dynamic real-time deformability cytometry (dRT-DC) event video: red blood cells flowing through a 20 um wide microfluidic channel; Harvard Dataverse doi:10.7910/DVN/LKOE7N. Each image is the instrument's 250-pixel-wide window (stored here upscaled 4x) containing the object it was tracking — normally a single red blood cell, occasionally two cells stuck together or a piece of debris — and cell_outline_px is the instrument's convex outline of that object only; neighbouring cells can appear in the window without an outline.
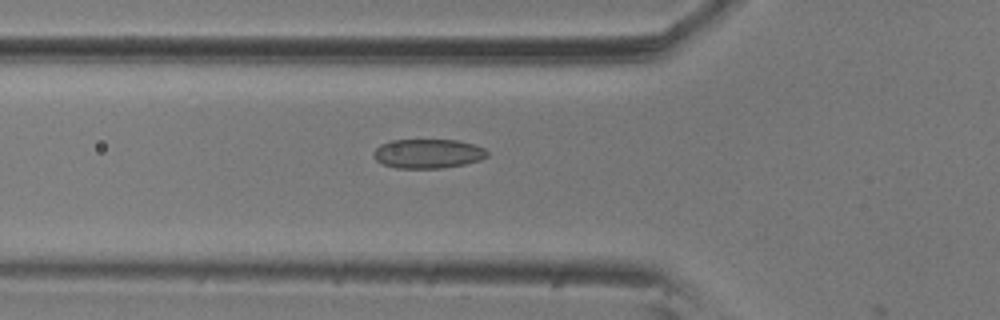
{"species": "common noctule bat (a hibernating species)", "species_latin": "Nyctalus noctula", "temperature_condition": "room temperature", "stored_images_in_passage": 20, "camera_frame_rate_fps": 3000, "um_per_image_px": 0.085, "animal": {"sex": "male", "body_mass_g": 20.5, "forearm_length_mm": 52.5}, "frame": {"image": 1, "passage_image": 19, "time_ms": 6.0, "image_size_px": [1000, 320], "cell_outline_px": [[488, 156], [480, 160], [464, 164], [440, 168], [396, 168], [384, 164], [376, 160], [372, 156], [372, 152], [380, 144], [392, 140], [456, 140], [476, 144], [484, 148], [488, 152]], "centroid_in_image_um": [36.37, 13.05], "position_along_channel_um": 89.4, "area_um2": 19.48}}